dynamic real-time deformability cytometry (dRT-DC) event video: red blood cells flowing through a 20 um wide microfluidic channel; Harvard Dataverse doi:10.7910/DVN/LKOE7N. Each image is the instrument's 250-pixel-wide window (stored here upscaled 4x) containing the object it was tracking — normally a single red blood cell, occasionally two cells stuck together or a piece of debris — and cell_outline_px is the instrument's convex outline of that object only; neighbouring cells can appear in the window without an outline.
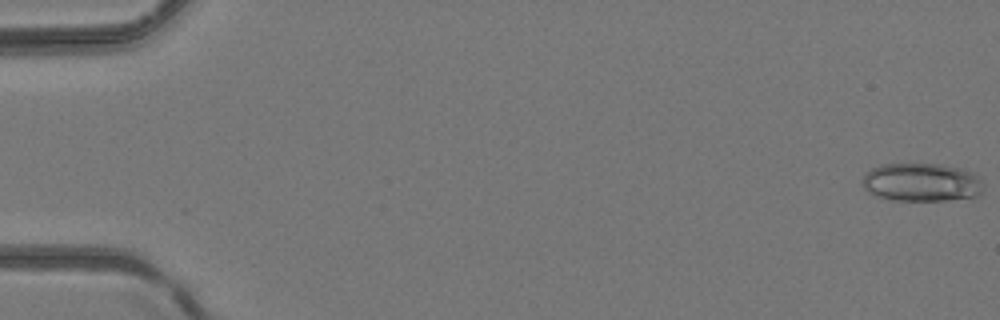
{"species": "common noctule bat (a hibernating species)", "species_latin": "Nyctalus noctula", "temperature_condition": "room temperature", "stored_images_in_passage": 49, "camera_frame_rate_fps": 3000, "um_per_image_px": 0.085, "animal": {"sex": "female", "body_mass_g": 24.6, "forearm_length_mm": 56.2}, "frame": {"image": 1, "passage_image": 1, "time_ms": 0.0, "image_size_px": [1000, 320], "cell_outline_px": [[984, 188], [980, 192], [972, 196], [944, 200], [892, 200], [876, 196], [868, 192], [864, 188], [860, 180], [872, 168], [884, 164], [940, 164], [972, 172], [980, 180]], "centroid_in_image_um": [78.26, 15.49], "position_along_channel_um": 6.7, "area_um2": 26.65}}
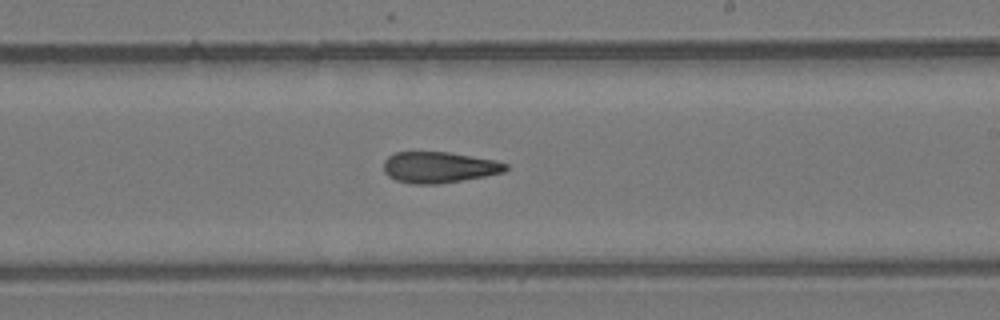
{"frame": {"image": 2, "passage_image": 30, "time_ms": 9.667, "image_size_px": [1000, 320], "cell_outline_px": [[508, 168], [504, 172], [484, 176], [440, 184], [412, 184], [396, 180], [388, 176], [384, 172], [384, 160], [388, 156], [396, 152], [448, 152], [496, 160], [508, 164]], "centroid_in_image_um": [37.31, 14.22], "position_along_channel_um": 251.7, "area_um2": 22.14}}
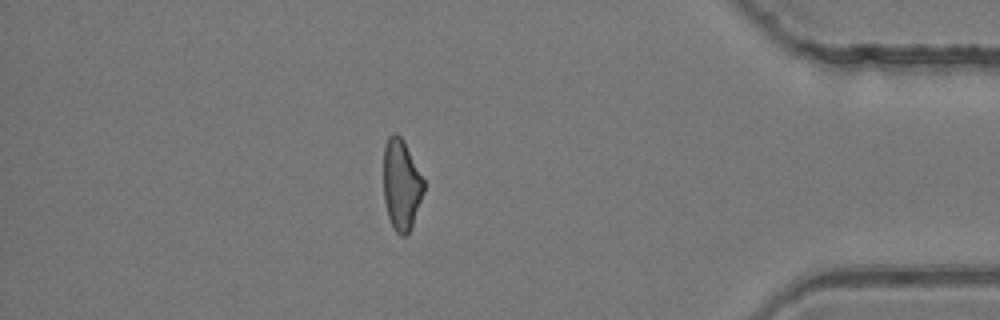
{"frame": {"image": 3, "passage_image": 43, "time_ms": 14.0, "image_size_px": [1000, 320], "cell_outline_px": [[424, 192], [412, 224], [408, 232], [404, 236], [400, 236], [392, 228], [388, 216], [384, 200], [384, 148], [388, 136], [392, 132], [396, 132], [404, 140], [424, 180]], "centroid_in_image_um": [34.1, 15.68], "position_along_channel_um": 401.1, "area_um2": 21.27}}